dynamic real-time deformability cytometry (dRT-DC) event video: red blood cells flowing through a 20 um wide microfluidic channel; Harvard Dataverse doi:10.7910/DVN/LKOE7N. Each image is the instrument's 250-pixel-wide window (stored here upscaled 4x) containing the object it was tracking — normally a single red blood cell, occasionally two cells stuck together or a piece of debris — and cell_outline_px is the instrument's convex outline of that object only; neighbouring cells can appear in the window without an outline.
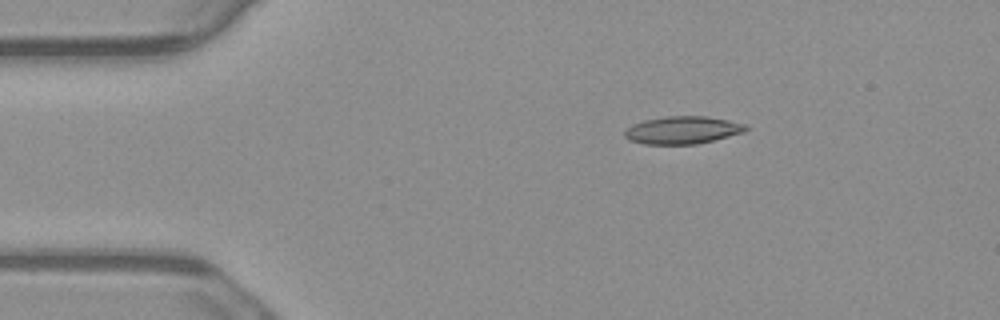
{"species": "common noctule bat (a hibernating species)", "species_latin": "Nyctalus noctula", "temperature_condition": "warm", "stored_images_in_passage": 3, "camera_frame_rate_fps": 3000, "um_per_image_px": 0.085, "animal": {"sex": "male", "body_mass_g": 23.1, "forearm_length_mm": 52.7}, "frame": {"image": 1, "passage_image": 3, "time_ms": 0.667, "image_size_px": [1000, 320], "cell_outline_px": [[748, 128], [744, 132], [696, 144], [644, 144], [628, 140], [624, 136], [624, 132], [632, 124], [644, 120], [668, 116], [708, 116], [748, 124]], "centroid_in_image_um": [58.01, 11.05], "position_along_channel_um": 27.0, "area_um2": 19.48}}